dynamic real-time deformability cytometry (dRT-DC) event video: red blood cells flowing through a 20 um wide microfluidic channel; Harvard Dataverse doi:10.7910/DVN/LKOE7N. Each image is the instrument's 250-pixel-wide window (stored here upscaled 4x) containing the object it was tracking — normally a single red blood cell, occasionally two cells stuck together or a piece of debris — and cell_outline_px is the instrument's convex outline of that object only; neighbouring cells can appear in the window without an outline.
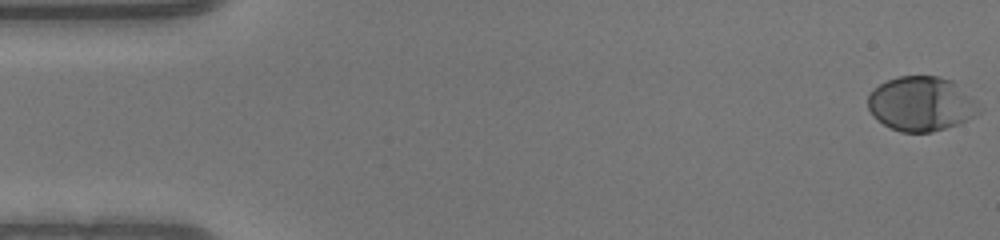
{"species": "human", "species_latin": "Homo sapiens", "temperature_condition": "warm", "stored_images_in_passage": 16, "camera_frame_rate_fps": 3000, "um_per_image_px": 0.085, "donor": {"sex": "male"}, "frame": {"image": 1, "passage_image": 1, "time_ms": 0.0, "image_size_px": [1000, 240], "cell_outline_px": [[984, 108], [976, 116], [960, 124], [932, 132], [900, 132], [876, 120], [872, 116], [868, 108], [868, 96], [880, 84], [888, 80], [900, 76], [940, 76], [952, 80], [976, 100]], "centroid_in_image_um": [78.35, 8.84], "position_along_channel_um": 6.7, "area_um2": 35.6}}
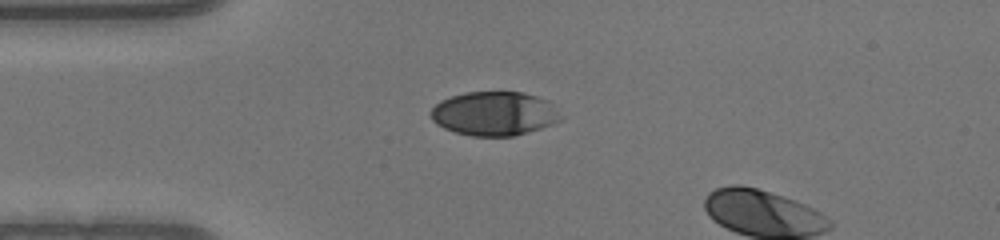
{"frame": {"image": 2, "passage_image": 13, "time_ms": 4.0, "image_size_px": [1000, 240], "cell_outline_px": [[560, 120], [552, 124], [528, 132], [512, 136], [472, 136], [456, 132], [444, 128], [436, 124], [432, 120], [428, 112], [440, 100], [464, 92], [524, 92], [536, 96], [544, 100], [560, 116]], "centroid_in_image_um": [41.92, 9.66], "position_along_channel_um": 43.1, "area_um2": 32.95}}